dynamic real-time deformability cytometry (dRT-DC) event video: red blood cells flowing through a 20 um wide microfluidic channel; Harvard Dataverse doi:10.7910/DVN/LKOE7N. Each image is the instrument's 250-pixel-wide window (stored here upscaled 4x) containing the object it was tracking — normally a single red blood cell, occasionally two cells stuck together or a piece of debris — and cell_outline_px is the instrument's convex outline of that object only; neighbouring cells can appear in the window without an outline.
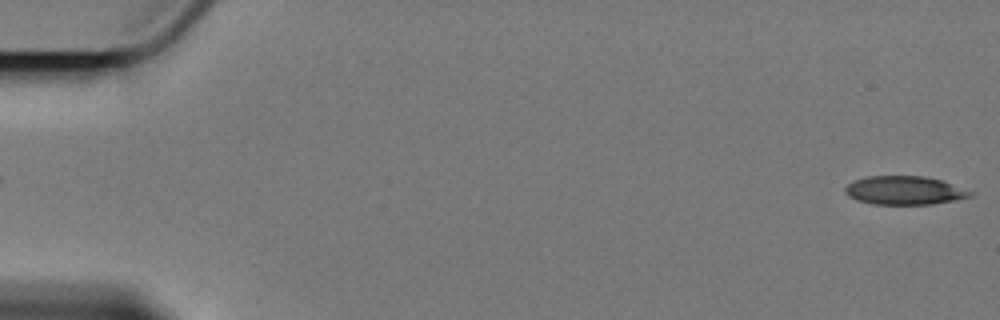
{"species": "Egyptian fruit bat (a non-hibernating species)", "species_latin": "Rousettus aegyptiacus", "temperature_condition": "cold", "stored_images_in_passage": 59, "camera_frame_rate_fps": 3000, "um_per_image_px": 0.085, "animal": {"sex": "female"}, "frame": {"image": 1, "passage_image": 1, "time_ms": 0.0, "image_size_px": [1000, 320], "cell_outline_px": [[976, 192], [972, 196], [932, 204], [872, 204], [856, 200], [848, 196], [844, 192], [844, 188], [852, 180], [868, 176], [924, 176], [940, 180]], "centroid_in_image_um": [76.85, 16.18], "position_along_channel_um": 8.2, "area_um2": 20.87}}
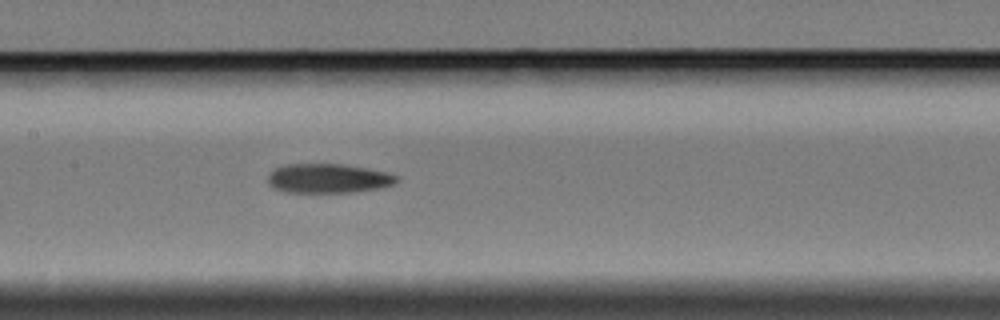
{"frame": {"image": 2, "passage_image": 29, "time_ms": 9.333, "image_size_px": [1000, 320], "cell_outline_px": [[400, 180], [384, 188], [356, 192], [288, 192], [276, 188], [268, 184], [268, 172], [280, 164], [344, 164], [388, 172], [400, 176]], "centroid_in_image_um": [27.93, 15.15], "position_along_channel_um": 179.5, "area_um2": 22.37}}
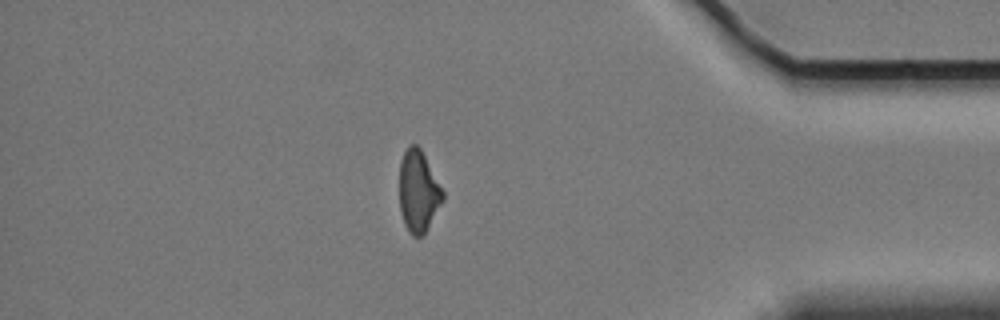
{"frame": {"image": 3, "passage_image": 51, "time_ms": 16.667, "image_size_px": [1000, 320], "cell_outline_px": [[444, 200], [424, 232], [420, 236], [412, 236], [408, 232], [404, 224], [400, 212], [400, 160], [408, 144], [416, 144], [420, 148], [444, 192]], "centroid_in_image_um": [35.54, 16.25], "position_along_channel_um": 399.7, "area_um2": 20.46}}